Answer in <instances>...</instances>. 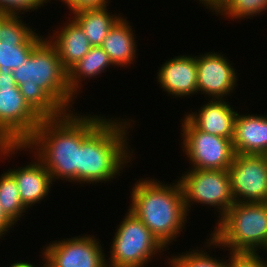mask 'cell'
Masks as SVG:
<instances>
[{"mask_svg":"<svg viewBox=\"0 0 267 267\" xmlns=\"http://www.w3.org/2000/svg\"><path fill=\"white\" fill-rule=\"evenodd\" d=\"M74 111L56 118L42 119L25 145L43 162L53 182L79 184V147L106 119V116L87 115Z\"/></svg>","mask_w":267,"mask_h":267,"instance_id":"cell-1","label":"cell"},{"mask_svg":"<svg viewBox=\"0 0 267 267\" xmlns=\"http://www.w3.org/2000/svg\"><path fill=\"white\" fill-rule=\"evenodd\" d=\"M13 77L24 100L42 119L74 111L77 97L69 89L68 71L46 37L13 70Z\"/></svg>","mask_w":267,"mask_h":267,"instance_id":"cell-2","label":"cell"},{"mask_svg":"<svg viewBox=\"0 0 267 267\" xmlns=\"http://www.w3.org/2000/svg\"><path fill=\"white\" fill-rule=\"evenodd\" d=\"M136 121L132 118H107L79 147V184L91 186L118 180L134 158L129 133ZM132 123V124H131ZM129 130V131H128ZM134 153V154H132ZM126 166V167H125ZM108 181V182H107ZM88 183V184H87Z\"/></svg>","mask_w":267,"mask_h":267,"instance_id":"cell-3","label":"cell"},{"mask_svg":"<svg viewBox=\"0 0 267 267\" xmlns=\"http://www.w3.org/2000/svg\"><path fill=\"white\" fill-rule=\"evenodd\" d=\"M174 182L165 184L164 180L162 182L154 177L140 178L130 188L131 204L127 209L167 250L183 232L190 216L185 207L182 186L178 179Z\"/></svg>","mask_w":267,"mask_h":267,"instance_id":"cell-4","label":"cell"},{"mask_svg":"<svg viewBox=\"0 0 267 267\" xmlns=\"http://www.w3.org/2000/svg\"><path fill=\"white\" fill-rule=\"evenodd\" d=\"M210 233L224 251L266 253L267 203L235 202Z\"/></svg>","mask_w":267,"mask_h":267,"instance_id":"cell-5","label":"cell"},{"mask_svg":"<svg viewBox=\"0 0 267 267\" xmlns=\"http://www.w3.org/2000/svg\"><path fill=\"white\" fill-rule=\"evenodd\" d=\"M117 226L112 244L109 243L107 267H146L157 255L161 258L166 253L167 249L131 211Z\"/></svg>","mask_w":267,"mask_h":267,"instance_id":"cell-6","label":"cell"},{"mask_svg":"<svg viewBox=\"0 0 267 267\" xmlns=\"http://www.w3.org/2000/svg\"><path fill=\"white\" fill-rule=\"evenodd\" d=\"M41 120L24 100L13 74L0 71V144H25Z\"/></svg>","mask_w":267,"mask_h":267,"instance_id":"cell-7","label":"cell"},{"mask_svg":"<svg viewBox=\"0 0 267 267\" xmlns=\"http://www.w3.org/2000/svg\"><path fill=\"white\" fill-rule=\"evenodd\" d=\"M181 176V177H180ZM178 177L183 189L187 213L196 203L214 208L219 221L234 205L230 174L228 170L188 169Z\"/></svg>","mask_w":267,"mask_h":267,"instance_id":"cell-8","label":"cell"},{"mask_svg":"<svg viewBox=\"0 0 267 267\" xmlns=\"http://www.w3.org/2000/svg\"><path fill=\"white\" fill-rule=\"evenodd\" d=\"M181 143L188 169L228 170L235 152L230 138L198 130L185 116L181 119Z\"/></svg>","mask_w":267,"mask_h":267,"instance_id":"cell-9","label":"cell"},{"mask_svg":"<svg viewBox=\"0 0 267 267\" xmlns=\"http://www.w3.org/2000/svg\"><path fill=\"white\" fill-rule=\"evenodd\" d=\"M95 236L81 234L50 241L40 253L51 267H107L106 251Z\"/></svg>","mask_w":267,"mask_h":267,"instance_id":"cell-10","label":"cell"},{"mask_svg":"<svg viewBox=\"0 0 267 267\" xmlns=\"http://www.w3.org/2000/svg\"><path fill=\"white\" fill-rule=\"evenodd\" d=\"M23 150L30 151L32 154L31 162L25 163L22 167L18 166V168L10 169L9 167L7 171L16 180L23 205L28 210H32L31 207L40 204L48 197L54 182L43 162L25 144H0V159L8 160L10 158L11 160L13 155L15 156Z\"/></svg>","mask_w":267,"mask_h":267,"instance_id":"cell-11","label":"cell"},{"mask_svg":"<svg viewBox=\"0 0 267 267\" xmlns=\"http://www.w3.org/2000/svg\"><path fill=\"white\" fill-rule=\"evenodd\" d=\"M237 203H267V156L235 154L228 169Z\"/></svg>","mask_w":267,"mask_h":267,"instance_id":"cell-12","label":"cell"},{"mask_svg":"<svg viewBox=\"0 0 267 267\" xmlns=\"http://www.w3.org/2000/svg\"><path fill=\"white\" fill-rule=\"evenodd\" d=\"M210 51L196 55L197 90L208 99H226L234 93L239 80L232 61L223 52ZM237 74V75H236ZM228 96V97H227Z\"/></svg>","mask_w":267,"mask_h":267,"instance_id":"cell-13","label":"cell"},{"mask_svg":"<svg viewBox=\"0 0 267 267\" xmlns=\"http://www.w3.org/2000/svg\"><path fill=\"white\" fill-rule=\"evenodd\" d=\"M156 79L160 84L159 88H163L162 91L167 92V95H171L175 99L197 95L196 56L185 53L171 59L168 58L158 67Z\"/></svg>","mask_w":267,"mask_h":267,"instance_id":"cell-14","label":"cell"},{"mask_svg":"<svg viewBox=\"0 0 267 267\" xmlns=\"http://www.w3.org/2000/svg\"><path fill=\"white\" fill-rule=\"evenodd\" d=\"M197 111L184 116L198 129L209 134L233 139L234 123L238 113L228 99H206ZM236 109V111L234 110Z\"/></svg>","mask_w":267,"mask_h":267,"instance_id":"cell-15","label":"cell"},{"mask_svg":"<svg viewBox=\"0 0 267 267\" xmlns=\"http://www.w3.org/2000/svg\"><path fill=\"white\" fill-rule=\"evenodd\" d=\"M232 142L235 154L266 155L267 114L237 113Z\"/></svg>","mask_w":267,"mask_h":267,"instance_id":"cell-16","label":"cell"},{"mask_svg":"<svg viewBox=\"0 0 267 267\" xmlns=\"http://www.w3.org/2000/svg\"><path fill=\"white\" fill-rule=\"evenodd\" d=\"M66 21L53 30V35L48 33L45 37L56 48L63 67L68 71L89 52L92 46L83 29L71 16Z\"/></svg>","mask_w":267,"mask_h":267,"instance_id":"cell-17","label":"cell"},{"mask_svg":"<svg viewBox=\"0 0 267 267\" xmlns=\"http://www.w3.org/2000/svg\"><path fill=\"white\" fill-rule=\"evenodd\" d=\"M127 16H122L110 29L101 47L108 54L114 67H129L137 60L138 40ZM133 29V30H132Z\"/></svg>","mask_w":267,"mask_h":267,"instance_id":"cell-18","label":"cell"},{"mask_svg":"<svg viewBox=\"0 0 267 267\" xmlns=\"http://www.w3.org/2000/svg\"><path fill=\"white\" fill-rule=\"evenodd\" d=\"M108 6L109 4L102 7L84 8L70 14L83 29L91 46H101L110 29L123 16L119 13H110Z\"/></svg>","mask_w":267,"mask_h":267,"instance_id":"cell-19","label":"cell"},{"mask_svg":"<svg viewBox=\"0 0 267 267\" xmlns=\"http://www.w3.org/2000/svg\"><path fill=\"white\" fill-rule=\"evenodd\" d=\"M114 66L108 54L101 46H92L89 52L68 70V86L70 91L77 97L82 82L95 79L98 75L105 73L109 67Z\"/></svg>","mask_w":267,"mask_h":267,"instance_id":"cell-20","label":"cell"},{"mask_svg":"<svg viewBox=\"0 0 267 267\" xmlns=\"http://www.w3.org/2000/svg\"><path fill=\"white\" fill-rule=\"evenodd\" d=\"M209 237V239H208ZM207 241H204L203 247H194V249H189V251L182 252L181 254H172V256L165 259L167 267H227V259H219L215 255H211L210 247L217 248L218 242L210 235H207ZM209 249V250H208ZM204 250V251H203ZM206 250H208V253ZM226 260V261H225Z\"/></svg>","mask_w":267,"mask_h":267,"instance_id":"cell-21","label":"cell"},{"mask_svg":"<svg viewBox=\"0 0 267 267\" xmlns=\"http://www.w3.org/2000/svg\"><path fill=\"white\" fill-rule=\"evenodd\" d=\"M21 18H24V16L11 14H2L0 16V41L41 42L45 37L40 35V32L37 34L36 30Z\"/></svg>","mask_w":267,"mask_h":267,"instance_id":"cell-22","label":"cell"},{"mask_svg":"<svg viewBox=\"0 0 267 267\" xmlns=\"http://www.w3.org/2000/svg\"><path fill=\"white\" fill-rule=\"evenodd\" d=\"M0 205L15 224L29 211L21 201L15 178L7 170L0 175Z\"/></svg>","mask_w":267,"mask_h":267,"instance_id":"cell-23","label":"cell"},{"mask_svg":"<svg viewBox=\"0 0 267 267\" xmlns=\"http://www.w3.org/2000/svg\"><path fill=\"white\" fill-rule=\"evenodd\" d=\"M264 12L267 13V0H226L214 14L222 19L242 21L263 15Z\"/></svg>","mask_w":267,"mask_h":267,"instance_id":"cell-24","label":"cell"},{"mask_svg":"<svg viewBox=\"0 0 267 267\" xmlns=\"http://www.w3.org/2000/svg\"><path fill=\"white\" fill-rule=\"evenodd\" d=\"M40 42H2L0 41V71L13 74L26 60Z\"/></svg>","mask_w":267,"mask_h":267,"instance_id":"cell-25","label":"cell"},{"mask_svg":"<svg viewBox=\"0 0 267 267\" xmlns=\"http://www.w3.org/2000/svg\"><path fill=\"white\" fill-rule=\"evenodd\" d=\"M51 3L50 0H0V12L2 14L25 15L26 12H31L42 8ZM45 3V5H44Z\"/></svg>","mask_w":267,"mask_h":267,"instance_id":"cell-26","label":"cell"},{"mask_svg":"<svg viewBox=\"0 0 267 267\" xmlns=\"http://www.w3.org/2000/svg\"><path fill=\"white\" fill-rule=\"evenodd\" d=\"M261 253L228 251L227 267H267V257H262L265 255Z\"/></svg>","mask_w":267,"mask_h":267,"instance_id":"cell-27","label":"cell"},{"mask_svg":"<svg viewBox=\"0 0 267 267\" xmlns=\"http://www.w3.org/2000/svg\"><path fill=\"white\" fill-rule=\"evenodd\" d=\"M60 1L61 3L63 2L62 4L66 5L65 7H67V9H69V15L70 13H73L76 10L84 8L102 7L106 4H110L111 2L110 0H59V2Z\"/></svg>","mask_w":267,"mask_h":267,"instance_id":"cell-28","label":"cell"},{"mask_svg":"<svg viewBox=\"0 0 267 267\" xmlns=\"http://www.w3.org/2000/svg\"><path fill=\"white\" fill-rule=\"evenodd\" d=\"M13 226L16 224L4 213L0 205V239L8 235L7 233H10Z\"/></svg>","mask_w":267,"mask_h":267,"instance_id":"cell-29","label":"cell"},{"mask_svg":"<svg viewBox=\"0 0 267 267\" xmlns=\"http://www.w3.org/2000/svg\"><path fill=\"white\" fill-rule=\"evenodd\" d=\"M199 4L204 5L205 9H208L209 12L211 11L214 14L226 0H197Z\"/></svg>","mask_w":267,"mask_h":267,"instance_id":"cell-30","label":"cell"},{"mask_svg":"<svg viewBox=\"0 0 267 267\" xmlns=\"http://www.w3.org/2000/svg\"><path fill=\"white\" fill-rule=\"evenodd\" d=\"M5 267V266H4ZM9 267H40L38 265H34V263L24 261H14V263L10 264Z\"/></svg>","mask_w":267,"mask_h":267,"instance_id":"cell-31","label":"cell"},{"mask_svg":"<svg viewBox=\"0 0 267 267\" xmlns=\"http://www.w3.org/2000/svg\"><path fill=\"white\" fill-rule=\"evenodd\" d=\"M39 256H42V257H41V259H42L41 263L43 264V265L41 264L40 267H51V266L44 260V258H43V254H42V255H39Z\"/></svg>","mask_w":267,"mask_h":267,"instance_id":"cell-32","label":"cell"}]
</instances>
